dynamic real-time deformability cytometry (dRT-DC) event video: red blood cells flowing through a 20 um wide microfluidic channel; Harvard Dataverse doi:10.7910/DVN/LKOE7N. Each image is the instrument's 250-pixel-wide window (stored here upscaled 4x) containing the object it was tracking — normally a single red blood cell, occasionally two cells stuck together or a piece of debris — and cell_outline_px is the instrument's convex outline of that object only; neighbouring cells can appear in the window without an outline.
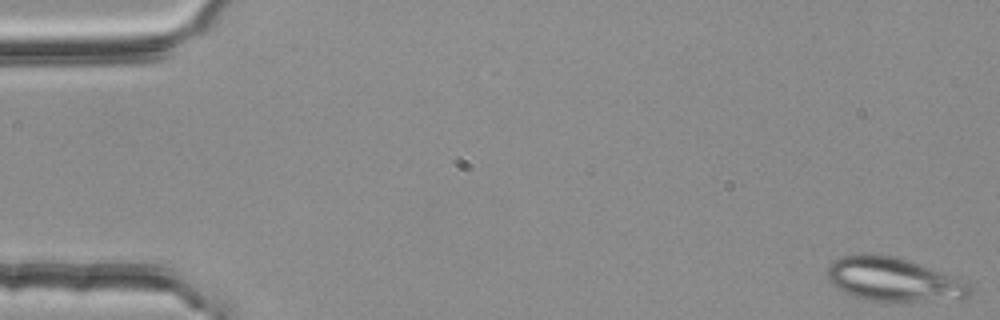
{"species": "common noctule bat (a hibernating species)", "species_latin": "Nyctalus noctula", "temperature_condition": "room temperature", "stored_images_in_passage": 52, "camera_frame_rate_fps": 3000, "um_per_image_px": 0.085, "animal": {"sex": "female", "body_mass_g": 25.1}, "frame": {"image": 1, "passage_image": 1, "time_ms": 0.0, "image_size_px": [1000, 320], "cell_outline_px": [[972, 292], [968, 296], [960, 300], [900, 304], [868, 300], [844, 292], [836, 288], [832, 284], [828, 276], [828, 264], [832, 260], [844, 256], [864, 252], [872, 252], [892, 256], [956, 276], [968, 280], [972, 288]], "centroid_in_image_um": [76.03, 23.8], "position_along_channel_um": 9.0, "area_um2": 37.69}}
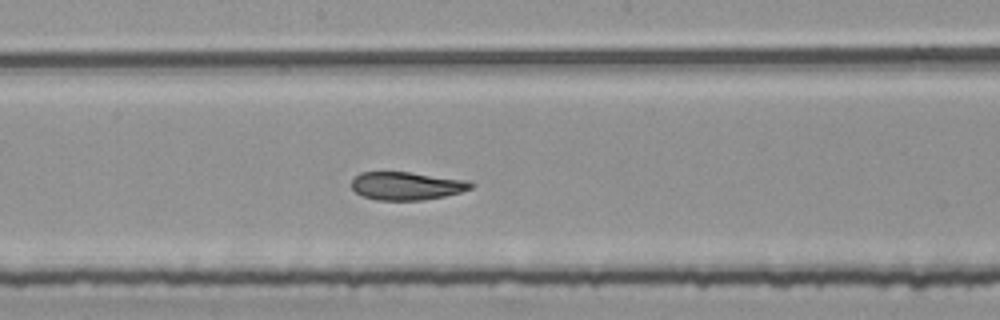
{"frame": {"image": 2, "passage_image": 29, "time_ms": 9.333, "image_size_px": [1000, 320], "cell_outline_px": [[476, 184], [472, 188], [460, 192], [444, 196], [424, 200], [376, 200], [360, 196], [352, 188], [352, 180], [360, 172], [408, 172], [468, 180]], "centroid_in_image_um": [34.57, 15.8], "position_along_channel_um": 213.6, "area_um2": 19.59}}
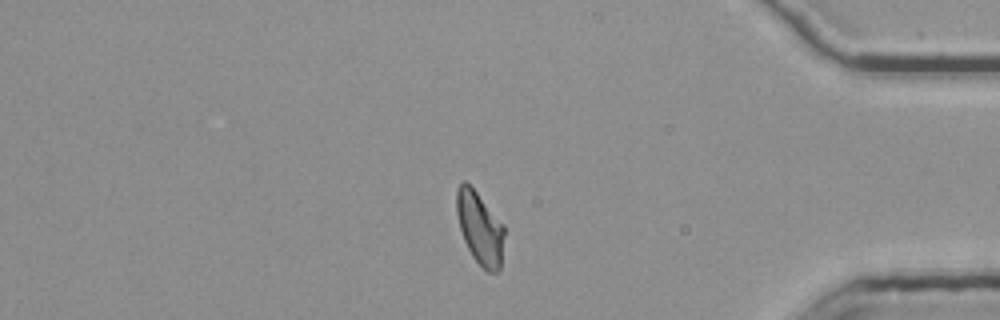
{"frame": {"image": 3, "passage_image": 46, "time_ms": 15.0, "image_size_px": [1000, 320], "cell_outline_px": [[504, 236], [500, 272], [488, 272], [472, 256], [464, 240], [460, 228], [456, 212], [456, 192], [460, 184], [464, 180], [476, 192], [504, 224]], "centroid_in_image_um": [40.8, 19.4], "position_along_channel_um": 394.4, "area_um2": 20.0}, "authors_computed_cell_mechanics": {"area_um2": 21.097, "velocity_mm_per_s": 3.7468, "shape_relaxation_time_tau1_ms": null, "shape_relaxation_time_tau2_ms": 2.6121, "deformation_change_tau1": null, "deformation_change_tau2": 0.0827}}